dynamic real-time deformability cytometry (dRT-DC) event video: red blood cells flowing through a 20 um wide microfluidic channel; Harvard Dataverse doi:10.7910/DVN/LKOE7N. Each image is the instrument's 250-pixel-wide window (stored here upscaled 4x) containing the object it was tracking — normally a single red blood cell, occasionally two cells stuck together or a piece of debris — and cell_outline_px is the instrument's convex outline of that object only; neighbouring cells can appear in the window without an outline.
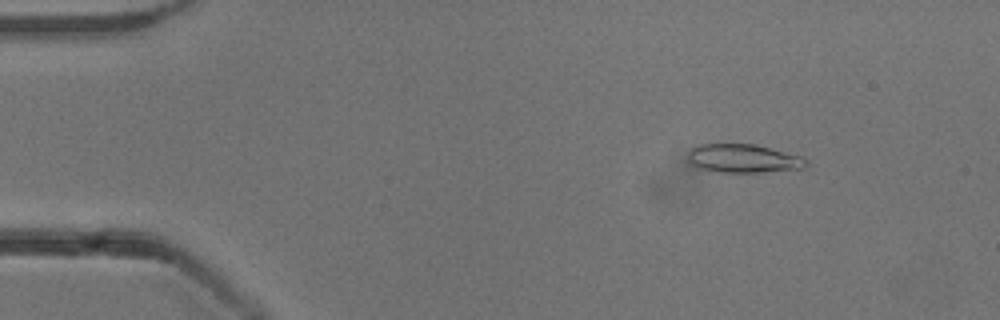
{"species": "common noctule bat (a hibernating species)", "species_latin": "Nyctalus noctula", "temperature_condition": "cold", "stored_images_in_passage": 6, "camera_frame_rate_fps": 3000, "um_per_image_px": 0.085, "animal": {"sex": "male", "body_mass_g": 13.3}, "frame": {"image": 1, "passage_image": 2, "time_ms": 1.0, "image_size_px": [1000, 320], "cell_outline_px": [[808, 164], [804, 168], [760, 172], [720, 172], [696, 168], [688, 164], [688, 152], [692, 148], [700, 144], [756, 144], [800, 156], [808, 160]], "centroid_in_image_um": [63.14, 13.47], "position_along_channel_um": 21.9, "area_um2": 19.77}}
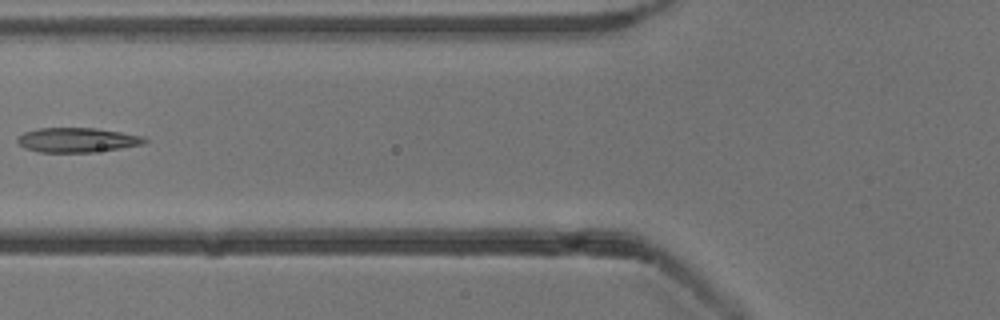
{"frame": {"image": 2, "passage_image": 6, "time_ms": 5.667, "image_size_px": [1000, 320], "cell_outline_px": [[148, 140], [144, 144], [120, 148], [92, 152], [40, 152], [24, 148], [16, 140], [24, 132], [36, 128], [96, 128], [144, 136]], "centroid_in_image_um": [6.57, 11.89], "position_along_channel_um": 119.2, "area_um2": 18.15}}